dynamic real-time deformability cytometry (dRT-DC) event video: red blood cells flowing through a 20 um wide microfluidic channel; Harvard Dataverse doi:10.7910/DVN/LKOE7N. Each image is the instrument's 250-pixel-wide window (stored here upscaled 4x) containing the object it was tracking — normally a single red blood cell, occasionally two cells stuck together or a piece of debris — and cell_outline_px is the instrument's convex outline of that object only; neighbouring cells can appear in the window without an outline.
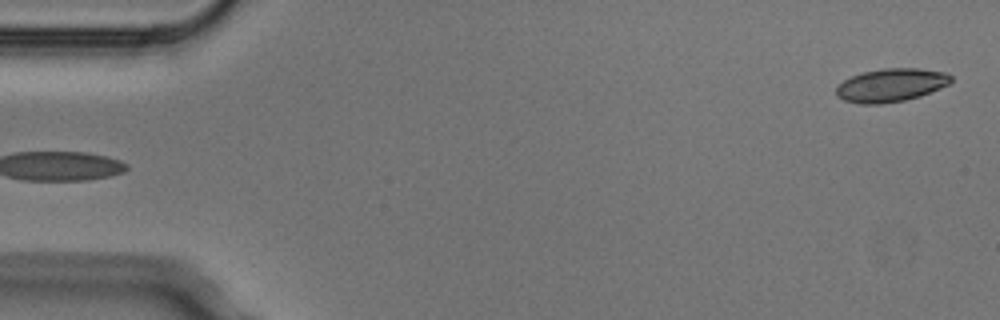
{"species": "Egyptian fruit bat (a non-hibernating species)", "species_latin": "Rousettus aegyptiacus", "temperature_condition": "cold", "stored_images_in_passage": 3, "segment_of_instrument_passage": [2, 2], "camera_frame_rate_fps": 3000, "um_per_image_px": 0.085, "animal": {"sex": "male"}, "frame": {"image": 1, "passage_image": 3, "time_ms": 0.667, "image_size_px": [1000, 320], "cell_outline_px": [[952, 80], [948, 84], [920, 96], [904, 100], [880, 104], [860, 104], [844, 100], [836, 96], [836, 88], [844, 80], [852, 76], [864, 72], [884, 68], [920, 68], [944, 72], [952, 76]], "centroid_in_image_um": [75.72, 7.24], "position_along_channel_um": 9.3, "area_um2": 22.08}}